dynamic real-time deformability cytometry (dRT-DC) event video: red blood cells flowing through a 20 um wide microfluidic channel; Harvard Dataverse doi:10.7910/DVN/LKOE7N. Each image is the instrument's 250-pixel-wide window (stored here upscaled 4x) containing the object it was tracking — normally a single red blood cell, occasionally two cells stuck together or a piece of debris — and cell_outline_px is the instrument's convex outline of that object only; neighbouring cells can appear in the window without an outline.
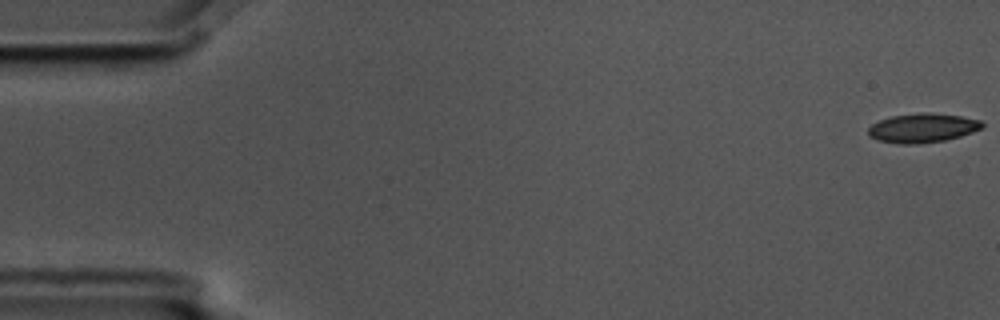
{"species": "common noctule bat (a hibernating species)", "species_latin": "Nyctalus noctula", "temperature_condition": "cold", "stored_images_in_passage": 4, "camera_frame_rate_fps": 3000, "um_per_image_px": 0.085, "animal": {"sex": "male", "body_mass_g": 17.5, "forearm_length_mm": 52.3}, "frame": {"image": 1, "passage_image": 1, "time_ms": 0.0, "image_size_px": [1000, 320], "cell_outline_px": [[984, 128], [960, 136], [944, 140], [916, 144], [900, 144], [876, 140], [868, 136], [868, 128], [872, 124], [880, 120], [892, 116], [924, 112], [932, 112], [960, 116], [980, 120], [984, 124]], "centroid_in_image_um": [78.41, 10.88], "position_along_channel_um": 6.6, "area_um2": 19.42}}